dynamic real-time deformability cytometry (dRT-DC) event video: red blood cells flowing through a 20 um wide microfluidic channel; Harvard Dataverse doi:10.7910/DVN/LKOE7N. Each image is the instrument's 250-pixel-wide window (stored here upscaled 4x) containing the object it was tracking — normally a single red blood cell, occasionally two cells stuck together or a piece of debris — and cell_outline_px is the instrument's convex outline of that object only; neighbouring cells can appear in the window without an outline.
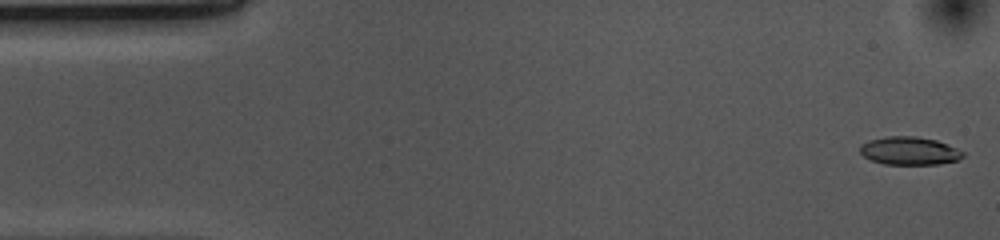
{"species": "common noctule bat (a hibernating species)", "species_latin": "Nyctalus noctula", "temperature_condition": "cold", "stored_images_in_passage": 53, "camera_frame_rate_fps": 3000, "um_per_image_px": 0.085, "animal": {"sex": "female", "body_mass_g": 10.0, "forearm_length_mm": 53.1}, "frame": {"image": 1, "passage_image": 1, "time_ms": 0.0, "image_size_px": [1000, 240], "cell_outline_px": [[964, 156], [956, 160], [940, 164], [884, 164], [872, 160], [864, 156], [860, 152], [860, 144], [868, 140], [888, 136], [916, 136], [936, 140], [956, 148], [964, 152]], "centroid_in_image_um": [77.28, 12.81], "position_along_channel_um": 7.7, "area_um2": 16.76}}
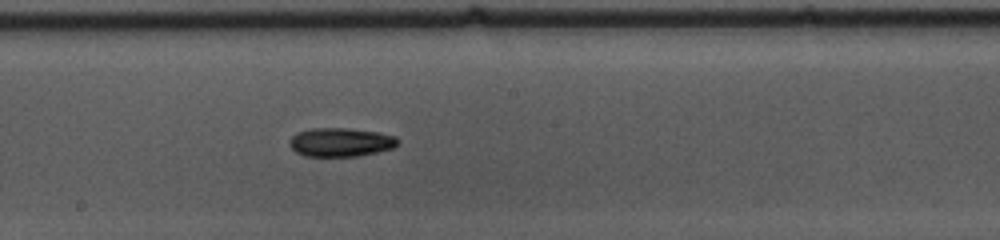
{"frame": {"image": 2, "passage_image": 27, "time_ms": 8.667, "image_size_px": [1000, 240], "cell_outline_px": [[400, 140], [392, 148], [376, 152], [356, 156], [304, 156], [296, 152], [288, 144], [288, 140], [296, 132], [312, 128], [348, 128], [380, 132], [396, 136]], "centroid_in_image_um": [28.93, 12.07], "position_along_channel_um": 219.3, "area_um2": 18.26}}
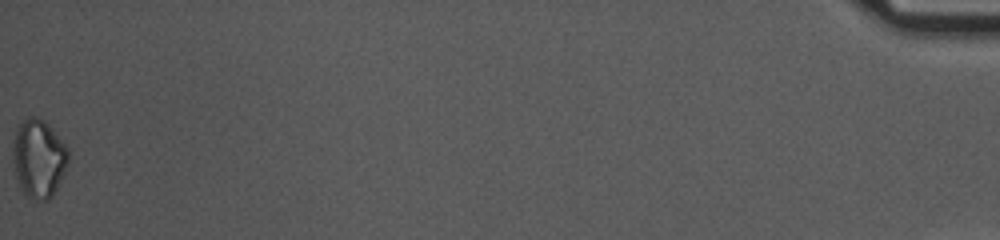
{"frame": {"image": 3, "passage_image": 53, "time_ms": 17.333, "image_size_px": [1000, 240], "cell_outline_px": [[68, 164], [52, 196], [48, 200], [32, 200], [20, 188], [12, 168], [12, 144], [16, 132], [20, 124], [28, 116], [36, 116], [44, 120], [48, 124], [68, 148]], "centroid_in_image_um": [3.26, 13.47], "position_along_channel_um": 431.9, "area_um2": 25.43}, "authors_computed_cell_mechanics": {"area_um2": 17.629, "velocity_mm_per_s": 3.6954, "shape_relaxation_time_tau1_ms": 5.8496, "shape_relaxation_time_tau2_ms": null, "deformation_change_tau1": 0.1103, "deformation_change_tau2": null}}